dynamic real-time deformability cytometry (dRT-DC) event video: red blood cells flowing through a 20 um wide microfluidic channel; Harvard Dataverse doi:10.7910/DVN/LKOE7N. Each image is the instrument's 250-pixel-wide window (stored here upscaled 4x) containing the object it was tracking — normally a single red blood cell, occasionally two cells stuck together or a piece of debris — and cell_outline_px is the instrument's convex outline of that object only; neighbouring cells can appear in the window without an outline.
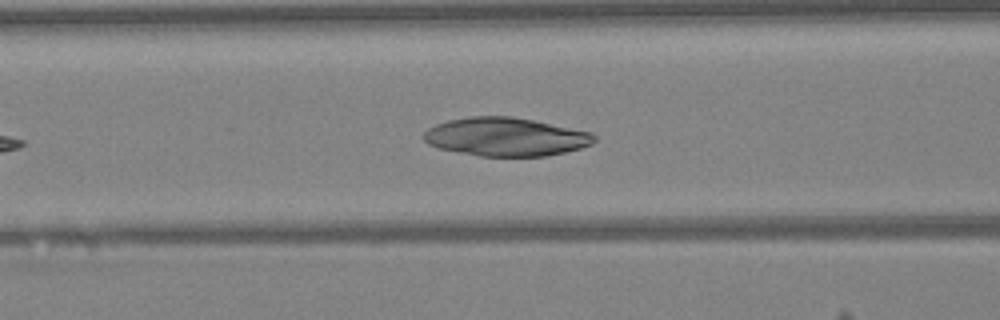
{"species": "Egyptian fruit bat (a non-hibernating species)", "species_latin": "Rousettus aegyptiacus", "temperature_condition": "warm", "stored_images_in_passage": 36, "camera_frame_rate_fps": 3000, "um_per_image_px": 0.085, "animal": {"sex": "female"}, "frame": {"image": 1, "passage_image": 10, "time_ms": 3.0, "image_size_px": [1000, 320], "cell_outline_px": [[596, 140], [592, 144], [580, 148], [564, 152], [544, 156], [480, 156], [440, 148], [428, 144], [424, 140], [424, 132], [428, 128], [436, 124], [448, 120], [472, 116], [512, 116], [592, 132], [596, 136]], "centroid_in_image_um": [43.0, 11.63], "position_along_channel_um": 123.6, "area_um2": 38.03}}
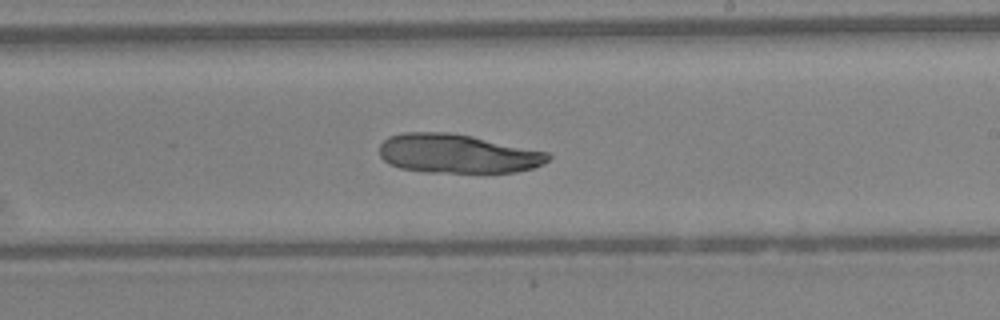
{"frame": {"image": 2, "passage_image": 19, "time_ms": 6.0, "image_size_px": [1000, 320], "cell_outline_px": [[552, 156], [548, 160], [532, 168], [516, 172], [424, 172], [400, 168], [388, 164], [380, 156], [380, 144], [388, 136], [404, 132], [448, 132], [472, 136], [548, 152]], "centroid_in_image_um": [38.84, 13.06], "position_along_channel_um": 250.2, "area_um2": 38.32}}
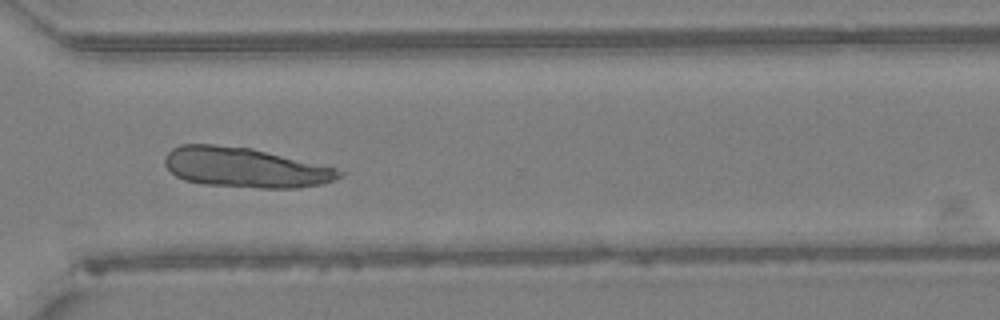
{"frame": {"image": 3, "passage_image": 26, "time_ms": 8.333, "image_size_px": [1000, 320], "cell_outline_px": [[344, 176], [324, 184], [296, 188], [260, 188], [204, 184], [184, 180], [176, 176], [164, 164], [164, 160], [168, 152], [172, 148], [180, 144], [212, 144], [252, 148], [336, 168], [344, 172]], "centroid_in_image_um": [20.84, 14.24], "position_along_channel_um": 349.8, "area_um2": 40.63}}